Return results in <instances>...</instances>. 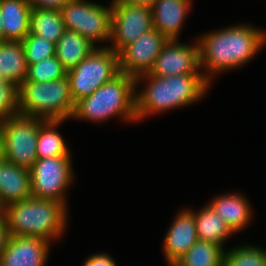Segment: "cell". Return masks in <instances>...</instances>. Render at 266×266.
<instances>
[{
  "label": "cell",
  "mask_w": 266,
  "mask_h": 266,
  "mask_svg": "<svg viewBox=\"0 0 266 266\" xmlns=\"http://www.w3.org/2000/svg\"><path fill=\"white\" fill-rule=\"evenodd\" d=\"M197 40L202 74L212 84L210 81L216 74L250 62L265 46L266 31L240 24L209 32Z\"/></svg>",
  "instance_id": "cell-1"
},
{
  "label": "cell",
  "mask_w": 266,
  "mask_h": 266,
  "mask_svg": "<svg viewBox=\"0 0 266 266\" xmlns=\"http://www.w3.org/2000/svg\"><path fill=\"white\" fill-rule=\"evenodd\" d=\"M135 80L136 87L140 81H148L142 91L135 92L137 121L154 113L158 114L198 102L210 87V83L203 74L159 77L145 73L136 77Z\"/></svg>",
  "instance_id": "cell-2"
},
{
  "label": "cell",
  "mask_w": 266,
  "mask_h": 266,
  "mask_svg": "<svg viewBox=\"0 0 266 266\" xmlns=\"http://www.w3.org/2000/svg\"><path fill=\"white\" fill-rule=\"evenodd\" d=\"M11 236L37 237L52 243L67 225V206L59 201L31 197L2 209Z\"/></svg>",
  "instance_id": "cell-3"
},
{
  "label": "cell",
  "mask_w": 266,
  "mask_h": 266,
  "mask_svg": "<svg viewBox=\"0 0 266 266\" xmlns=\"http://www.w3.org/2000/svg\"><path fill=\"white\" fill-rule=\"evenodd\" d=\"M135 90V77L120 72L90 96L77 101L71 119L103 123L119 116L124 121L137 122Z\"/></svg>",
  "instance_id": "cell-4"
},
{
  "label": "cell",
  "mask_w": 266,
  "mask_h": 266,
  "mask_svg": "<svg viewBox=\"0 0 266 266\" xmlns=\"http://www.w3.org/2000/svg\"><path fill=\"white\" fill-rule=\"evenodd\" d=\"M19 114L44 120H67L75 103L67 75L49 82L23 81L18 88Z\"/></svg>",
  "instance_id": "cell-5"
},
{
  "label": "cell",
  "mask_w": 266,
  "mask_h": 266,
  "mask_svg": "<svg viewBox=\"0 0 266 266\" xmlns=\"http://www.w3.org/2000/svg\"><path fill=\"white\" fill-rule=\"evenodd\" d=\"M119 73V54L109 47H96L84 60L67 71L74 103L90 96Z\"/></svg>",
  "instance_id": "cell-6"
},
{
  "label": "cell",
  "mask_w": 266,
  "mask_h": 266,
  "mask_svg": "<svg viewBox=\"0 0 266 266\" xmlns=\"http://www.w3.org/2000/svg\"><path fill=\"white\" fill-rule=\"evenodd\" d=\"M66 30L75 31L93 45L111 37L112 6L87 0H69L60 10Z\"/></svg>",
  "instance_id": "cell-7"
},
{
  "label": "cell",
  "mask_w": 266,
  "mask_h": 266,
  "mask_svg": "<svg viewBox=\"0 0 266 266\" xmlns=\"http://www.w3.org/2000/svg\"><path fill=\"white\" fill-rule=\"evenodd\" d=\"M5 159L18 167L30 170L37 160V139L40 118L21 114L1 121Z\"/></svg>",
  "instance_id": "cell-8"
},
{
  "label": "cell",
  "mask_w": 266,
  "mask_h": 266,
  "mask_svg": "<svg viewBox=\"0 0 266 266\" xmlns=\"http://www.w3.org/2000/svg\"><path fill=\"white\" fill-rule=\"evenodd\" d=\"M71 158L60 156L37 159L30 169L32 196L56 200L67 206L65 195L74 178Z\"/></svg>",
  "instance_id": "cell-9"
},
{
  "label": "cell",
  "mask_w": 266,
  "mask_h": 266,
  "mask_svg": "<svg viewBox=\"0 0 266 266\" xmlns=\"http://www.w3.org/2000/svg\"><path fill=\"white\" fill-rule=\"evenodd\" d=\"M111 6L110 41L112 45L106 47L111 48L116 53L154 28L151 8L130 6L115 0H112Z\"/></svg>",
  "instance_id": "cell-10"
},
{
  "label": "cell",
  "mask_w": 266,
  "mask_h": 266,
  "mask_svg": "<svg viewBox=\"0 0 266 266\" xmlns=\"http://www.w3.org/2000/svg\"><path fill=\"white\" fill-rule=\"evenodd\" d=\"M167 41L168 39L154 28L142 34L118 53L120 72L135 78L149 73Z\"/></svg>",
  "instance_id": "cell-11"
},
{
  "label": "cell",
  "mask_w": 266,
  "mask_h": 266,
  "mask_svg": "<svg viewBox=\"0 0 266 266\" xmlns=\"http://www.w3.org/2000/svg\"><path fill=\"white\" fill-rule=\"evenodd\" d=\"M168 40L162 47L149 74L169 77L182 74H202L198 40L193 45ZM200 70V71H199Z\"/></svg>",
  "instance_id": "cell-12"
},
{
  "label": "cell",
  "mask_w": 266,
  "mask_h": 266,
  "mask_svg": "<svg viewBox=\"0 0 266 266\" xmlns=\"http://www.w3.org/2000/svg\"><path fill=\"white\" fill-rule=\"evenodd\" d=\"M197 240L194 210L185 208L177 214L163 241L167 266H173Z\"/></svg>",
  "instance_id": "cell-13"
},
{
  "label": "cell",
  "mask_w": 266,
  "mask_h": 266,
  "mask_svg": "<svg viewBox=\"0 0 266 266\" xmlns=\"http://www.w3.org/2000/svg\"><path fill=\"white\" fill-rule=\"evenodd\" d=\"M50 245L37 237L10 236L0 266H45Z\"/></svg>",
  "instance_id": "cell-14"
},
{
  "label": "cell",
  "mask_w": 266,
  "mask_h": 266,
  "mask_svg": "<svg viewBox=\"0 0 266 266\" xmlns=\"http://www.w3.org/2000/svg\"><path fill=\"white\" fill-rule=\"evenodd\" d=\"M191 0H155L152 4L153 27L168 40L179 39Z\"/></svg>",
  "instance_id": "cell-15"
},
{
  "label": "cell",
  "mask_w": 266,
  "mask_h": 266,
  "mask_svg": "<svg viewBox=\"0 0 266 266\" xmlns=\"http://www.w3.org/2000/svg\"><path fill=\"white\" fill-rule=\"evenodd\" d=\"M32 197L30 170L6 159L0 161V207Z\"/></svg>",
  "instance_id": "cell-16"
},
{
  "label": "cell",
  "mask_w": 266,
  "mask_h": 266,
  "mask_svg": "<svg viewBox=\"0 0 266 266\" xmlns=\"http://www.w3.org/2000/svg\"><path fill=\"white\" fill-rule=\"evenodd\" d=\"M242 194L226 193L215 197L208 205L218 214L233 233L239 232L251 222L252 208Z\"/></svg>",
  "instance_id": "cell-17"
},
{
  "label": "cell",
  "mask_w": 266,
  "mask_h": 266,
  "mask_svg": "<svg viewBox=\"0 0 266 266\" xmlns=\"http://www.w3.org/2000/svg\"><path fill=\"white\" fill-rule=\"evenodd\" d=\"M28 0H0V13L3 24V41H22L30 32Z\"/></svg>",
  "instance_id": "cell-18"
},
{
  "label": "cell",
  "mask_w": 266,
  "mask_h": 266,
  "mask_svg": "<svg viewBox=\"0 0 266 266\" xmlns=\"http://www.w3.org/2000/svg\"><path fill=\"white\" fill-rule=\"evenodd\" d=\"M28 63L20 41H0V79L18 88L28 75Z\"/></svg>",
  "instance_id": "cell-19"
},
{
  "label": "cell",
  "mask_w": 266,
  "mask_h": 266,
  "mask_svg": "<svg viewBox=\"0 0 266 266\" xmlns=\"http://www.w3.org/2000/svg\"><path fill=\"white\" fill-rule=\"evenodd\" d=\"M96 48L75 31L66 30L55 44V56L66 71L73 69Z\"/></svg>",
  "instance_id": "cell-20"
},
{
  "label": "cell",
  "mask_w": 266,
  "mask_h": 266,
  "mask_svg": "<svg viewBox=\"0 0 266 266\" xmlns=\"http://www.w3.org/2000/svg\"><path fill=\"white\" fill-rule=\"evenodd\" d=\"M195 212L194 219L198 239L215 243L224 249V243L234 234L225 221L208 204L199 212Z\"/></svg>",
  "instance_id": "cell-21"
},
{
  "label": "cell",
  "mask_w": 266,
  "mask_h": 266,
  "mask_svg": "<svg viewBox=\"0 0 266 266\" xmlns=\"http://www.w3.org/2000/svg\"><path fill=\"white\" fill-rule=\"evenodd\" d=\"M65 120H44L40 118V128L37 139V159L71 156L65 139L58 132L57 128Z\"/></svg>",
  "instance_id": "cell-22"
},
{
  "label": "cell",
  "mask_w": 266,
  "mask_h": 266,
  "mask_svg": "<svg viewBox=\"0 0 266 266\" xmlns=\"http://www.w3.org/2000/svg\"><path fill=\"white\" fill-rule=\"evenodd\" d=\"M66 31L59 10L35 9L30 13V33L56 44Z\"/></svg>",
  "instance_id": "cell-23"
},
{
  "label": "cell",
  "mask_w": 266,
  "mask_h": 266,
  "mask_svg": "<svg viewBox=\"0 0 266 266\" xmlns=\"http://www.w3.org/2000/svg\"><path fill=\"white\" fill-rule=\"evenodd\" d=\"M224 250L215 243L198 239L173 266H223Z\"/></svg>",
  "instance_id": "cell-24"
},
{
  "label": "cell",
  "mask_w": 266,
  "mask_h": 266,
  "mask_svg": "<svg viewBox=\"0 0 266 266\" xmlns=\"http://www.w3.org/2000/svg\"><path fill=\"white\" fill-rule=\"evenodd\" d=\"M223 266H266V250L249 244L225 249Z\"/></svg>",
  "instance_id": "cell-25"
},
{
  "label": "cell",
  "mask_w": 266,
  "mask_h": 266,
  "mask_svg": "<svg viewBox=\"0 0 266 266\" xmlns=\"http://www.w3.org/2000/svg\"><path fill=\"white\" fill-rule=\"evenodd\" d=\"M67 75L61 62L54 55L39 63H34L28 67V75L25 81L49 82L61 79Z\"/></svg>",
  "instance_id": "cell-26"
},
{
  "label": "cell",
  "mask_w": 266,
  "mask_h": 266,
  "mask_svg": "<svg viewBox=\"0 0 266 266\" xmlns=\"http://www.w3.org/2000/svg\"><path fill=\"white\" fill-rule=\"evenodd\" d=\"M28 66L55 55V44L30 32L21 41Z\"/></svg>",
  "instance_id": "cell-27"
},
{
  "label": "cell",
  "mask_w": 266,
  "mask_h": 266,
  "mask_svg": "<svg viewBox=\"0 0 266 266\" xmlns=\"http://www.w3.org/2000/svg\"><path fill=\"white\" fill-rule=\"evenodd\" d=\"M19 114L18 87L0 79V121Z\"/></svg>",
  "instance_id": "cell-28"
},
{
  "label": "cell",
  "mask_w": 266,
  "mask_h": 266,
  "mask_svg": "<svg viewBox=\"0 0 266 266\" xmlns=\"http://www.w3.org/2000/svg\"><path fill=\"white\" fill-rule=\"evenodd\" d=\"M114 260L107 253H93V255L87 257L82 266H117Z\"/></svg>",
  "instance_id": "cell-29"
},
{
  "label": "cell",
  "mask_w": 266,
  "mask_h": 266,
  "mask_svg": "<svg viewBox=\"0 0 266 266\" xmlns=\"http://www.w3.org/2000/svg\"><path fill=\"white\" fill-rule=\"evenodd\" d=\"M69 0H28L32 8L61 10Z\"/></svg>",
  "instance_id": "cell-30"
},
{
  "label": "cell",
  "mask_w": 266,
  "mask_h": 266,
  "mask_svg": "<svg viewBox=\"0 0 266 266\" xmlns=\"http://www.w3.org/2000/svg\"><path fill=\"white\" fill-rule=\"evenodd\" d=\"M10 231L8 229V224L6 222V217L4 213H0V260L2 254L7 247L8 241L10 239Z\"/></svg>",
  "instance_id": "cell-31"
},
{
  "label": "cell",
  "mask_w": 266,
  "mask_h": 266,
  "mask_svg": "<svg viewBox=\"0 0 266 266\" xmlns=\"http://www.w3.org/2000/svg\"><path fill=\"white\" fill-rule=\"evenodd\" d=\"M115 1L130 6H145L151 8L155 0H115Z\"/></svg>",
  "instance_id": "cell-32"
},
{
  "label": "cell",
  "mask_w": 266,
  "mask_h": 266,
  "mask_svg": "<svg viewBox=\"0 0 266 266\" xmlns=\"http://www.w3.org/2000/svg\"><path fill=\"white\" fill-rule=\"evenodd\" d=\"M4 159H5V144H4L2 124L0 121V161Z\"/></svg>",
  "instance_id": "cell-33"
},
{
  "label": "cell",
  "mask_w": 266,
  "mask_h": 266,
  "mask_svg": "<svg viewBox=\"0 0 266 266\" xmlns=\"http://www.w3.org/2000/svg\"><path fill=\"white\" fill-rule=\"evenodd\" d=\"M0 41H3V24L1 19V13H0Z\"/></svg>",
  "instance_id": "cell-34"
}]
</instances>
